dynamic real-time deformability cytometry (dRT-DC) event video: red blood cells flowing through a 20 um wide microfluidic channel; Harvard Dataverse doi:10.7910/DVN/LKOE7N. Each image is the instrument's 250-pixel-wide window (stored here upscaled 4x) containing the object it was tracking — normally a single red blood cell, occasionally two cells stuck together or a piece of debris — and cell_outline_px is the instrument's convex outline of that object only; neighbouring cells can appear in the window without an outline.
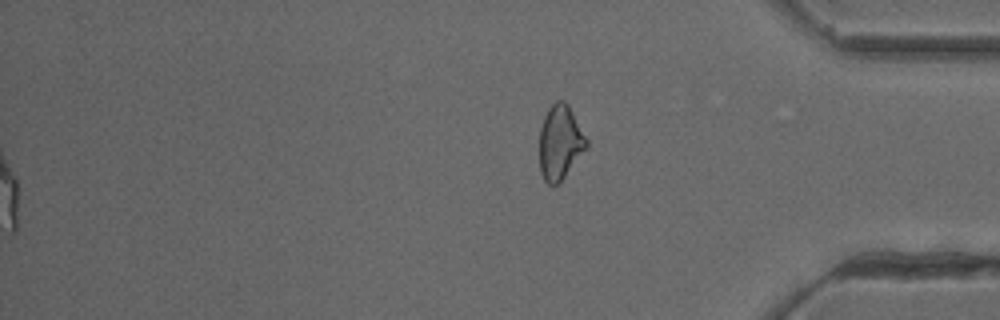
{"species": "common noctule bat (a hibernating species)", "species_latin": "Nyctalus noctula", "temperature_condition": "cold", "stored_images_in_passage": 53, "segment_of_instrument_passage": [2, 2], "camera_frame_rate_fps": 3000, "um_per_image_px": 0.085, "animal": {"sex": "female"}, "frame": {"image": 1, "passage_image": 53, "time_ms": 17.333, "image_size_px": [1000, 320], "cell_outline_px": [[588, 144], [564, 176], [556, 184], [548, 184], [544, 180], [540, 172], [540, 128], [544, 116], [548, 108], [556, 100], [564, 100], [568, 104], [588, 140]], "centroid_in_image_um": [47.58, 12.06], "position_along_channel_um": 387.6, "area_um2": 20.0}}